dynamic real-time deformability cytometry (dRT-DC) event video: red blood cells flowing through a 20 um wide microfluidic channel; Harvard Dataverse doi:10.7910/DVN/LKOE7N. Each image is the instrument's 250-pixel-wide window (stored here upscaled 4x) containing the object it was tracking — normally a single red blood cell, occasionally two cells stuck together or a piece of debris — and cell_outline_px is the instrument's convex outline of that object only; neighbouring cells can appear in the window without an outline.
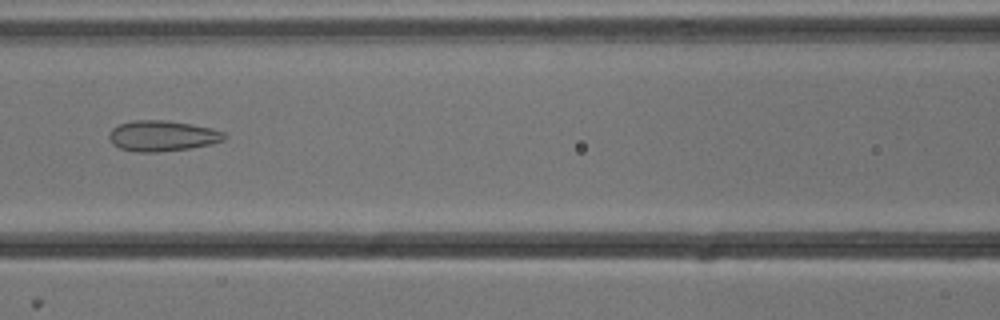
{"species": "common noctule bat (a hibernating species)", "species_latin": "Nyctalus noctula", "temperature_condition": "cold", "stored_images_in_passage": 54, "camera_frame_rate_fps": 3000, "um_per_image_px": 0.085, "animal": {"sex": "male", "body_mass_g": 13.3}, "frame": {"image": 1, "passage_image": 24, "time_ms": 7.667, "image_size_px": [1000, 320], "cell_outline_px": [[228, 136], [224, 140], [212, 144], [188, 148], [156, 152], [136, 152], [120, 148], [112, 144], [108, 136], [112, 128], [120, 124], [132, 120], [168, 120], [192, 124], [212, 128], [224, 132]], "centroid_in_image_um": [13.81, 11.54], "position_along_channel_um": 152.8, "area_um2": 20.69}}
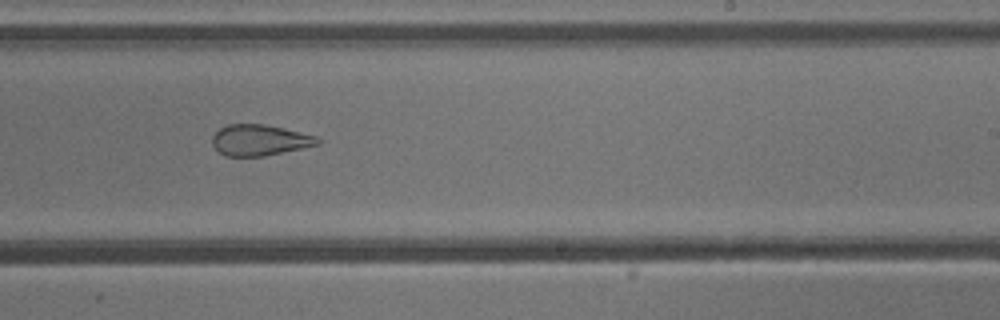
{"frame": {"image": 2, "passage_image": 33, "time_ms": 10.667, "image_size_px": [1000, 320], "cell_outline_px": [[320, 144], [264, 156], [224, 156], [212, 144], [212, 136], [220, 128], [228, 124], [264, 124], [316, 136], [320, 140]], "centroid_in_image_um": [22.04, 11.91], "position_along_channel_um": 267.0, "area_um2": 18.79}}
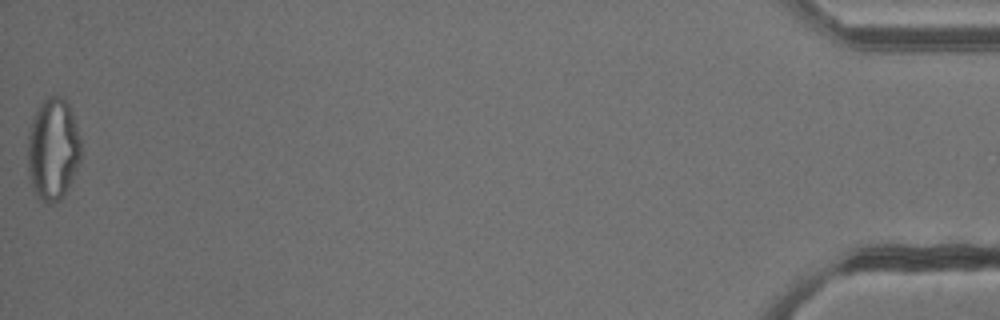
{"frame": {"image": 3, "passage_image": 54, "time_ms": 17.667, "image_size_px": [1000, 320], "cell_outline_px": [[80, 160], [60, 200], [52, 204], [48, 204], [36, 196], [32, 184], [28, 168], [28, 136], [32, 120], [40, 104], [48, 96], [60, 96], [68, 100], [80, 140]], "centroid_in_image_um": [4.49, 12.66], "position_along_channel_um": 430.7, "area_um2": 31.15}, "authors_computed_cell_mechanics": {"area_um2": 26.2701, "velocity_mm_per_s": 3.8162, "shape_relaxation_time_tau1_ms": null, "shape_relaxation_time_tau2_ms": 2.0069, "deformation_change_tau1": null, "deformation_change_tau2": 0.1092}}